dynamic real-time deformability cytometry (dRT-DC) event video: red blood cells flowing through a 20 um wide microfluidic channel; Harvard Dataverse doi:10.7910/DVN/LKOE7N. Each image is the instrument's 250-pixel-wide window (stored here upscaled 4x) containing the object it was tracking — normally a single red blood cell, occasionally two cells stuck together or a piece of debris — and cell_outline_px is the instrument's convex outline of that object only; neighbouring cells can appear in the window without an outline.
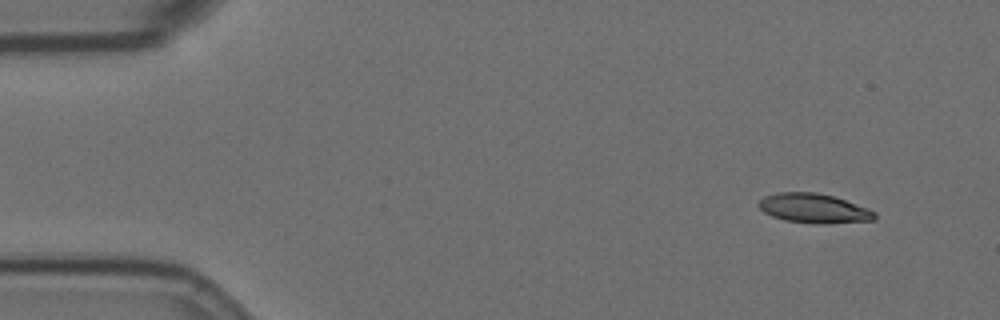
{"species": "Egyptian fruit bat (a non-hibernating species)", "species_latin": "Rousettus aegyptiacus", "temperature_condition": "room temperature", "stored_images_in_passage": 53, "camera_frame_rate_fps": 3000, "um_per_image_px": 0.085, "animal": {"sex": "female"}, "frame": {"image": 1, "passage_image": 1, "time_ms": 0.0, "image_size_px": [1000, 320], "cell_outline_px": [[876, 220], [824, 224], [812, 224], [784, 220], [772, 216], [764, 212], [756, 204], [764, 196], [776, 192], [816, 192], [832, 196], [868, 208], [876, 212]], "centroid_in_image_um": [69.16, 17.72], "position_along_channel_um": 15.8, "area_um2": 20.06}}
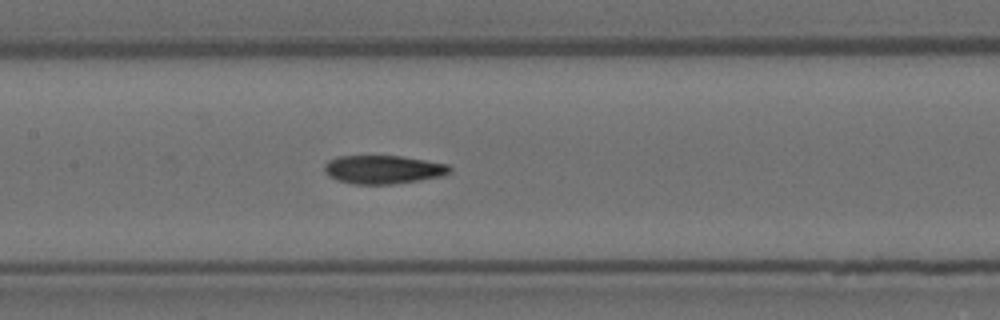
{"frame": {"image": 2, "passage_image": 23, "time_ms": 7.333, "image_size_px": [1000, 320], "cell_outline_px": [[452, 172], [444, 176], [420, 180], [392, 184], [356, 184], [340, 180], [324, 172], [324, 164], [328, 160], [336, 156], [400, 156], [448, 164], [452, 168]], "centroid_in_image_um": [32.61, 14.4], "position_along_channel_um": 174.8, "area_um2": 20.75}}
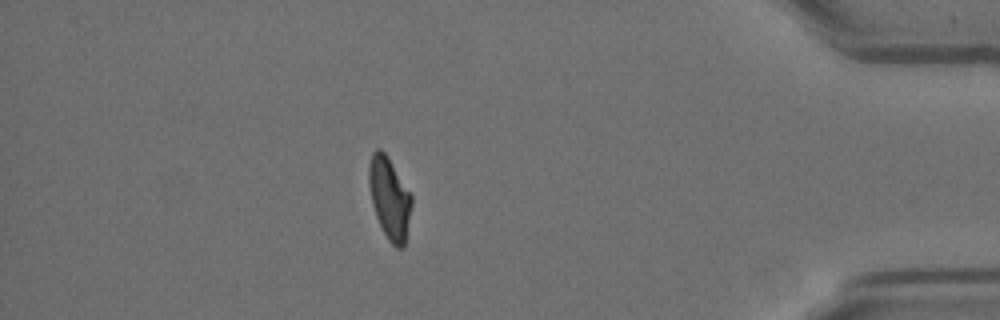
{"frame": {"image": 3, "passage_image": 46, "time_ms": 15.0, "image_size_px": [1000, 320], "cell_outline_px": [[412, 204], [404, 248], [396, 248], [388, 240], [376, 216], [372, 204], [368, 184], [368, 168], [372, 152], [376, 148], [380, 148], [384, 152], [412, 196]], "centroid_in_image_um": [33.09, 16.86], "position_along_channel_um": 402.1, "area_um2": 20.17}, "authors_computed_cell_mechanics": {"area_um2": 20.6924, "velocity_mm_per_s": 3.5428, "shape_relaxation_time_tau1_ms": null, "shape_relaxation_time_tau2_ms": 2.4571, "deformation_change_tau1": null, "deformation_change_tau2": 0.0921}}